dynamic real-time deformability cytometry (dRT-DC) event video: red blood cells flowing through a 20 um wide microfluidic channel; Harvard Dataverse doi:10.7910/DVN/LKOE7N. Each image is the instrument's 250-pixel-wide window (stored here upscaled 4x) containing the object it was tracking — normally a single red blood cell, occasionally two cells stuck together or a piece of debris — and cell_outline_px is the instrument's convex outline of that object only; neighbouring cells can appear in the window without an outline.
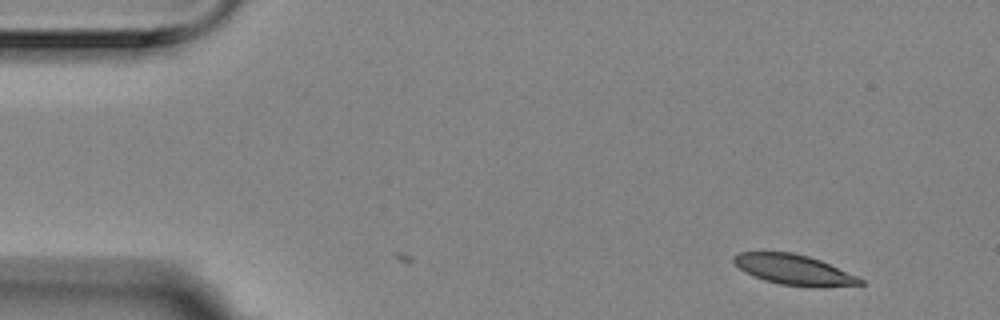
{"species": "Egyptian fruit bat (a non-hibernating species)", "species_latin": "Rousettus aegyptiacus", "temperature_condition": "room temperature", "stored_images_in_passage": 4, "camera_frame_rate_fps": 3000, "um_per_image_px": 0.085, "animal": {"sex": "female"}, "frame": {"image": 1, "passage_image": 4, "time_ms": 1.0, "image_size_px": [1000, 320], "cell_outline_px": [[864, 284], [824, 288], [816, 288], [780, 284], [764, 280], [744, 272], [732, 260], [732, 256], [740, 252], [792, 252], [808, 256], [820, 260], [856, 276], [864, 280]], "centroid_in_image_um": [67.49, 22.94], "position_along_channel_um": 17.5, "area_um2": 22.37}}